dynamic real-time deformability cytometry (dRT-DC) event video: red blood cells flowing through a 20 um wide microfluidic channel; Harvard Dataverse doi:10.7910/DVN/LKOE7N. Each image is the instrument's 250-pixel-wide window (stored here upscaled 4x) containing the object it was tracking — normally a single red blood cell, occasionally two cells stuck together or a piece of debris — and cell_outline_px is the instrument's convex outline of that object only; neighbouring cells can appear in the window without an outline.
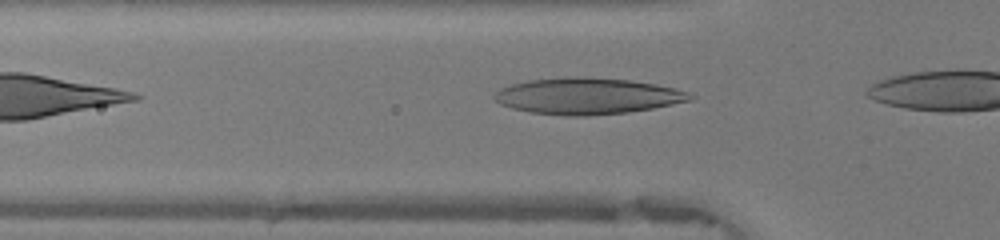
{"species": "human", "species_latin": "Homo sapiens", "temperature_condition": "warm", "stored_images_in_passage": 4, "camera_frame_rate_fps": 3000, "um_per_image_px": 0.085, "donor": {"sex": "female"}, "frame": {"image": 1, "passage_image": 2, "time_ms": 0.333, "image_size_px": [1000, 240], "cell_outline_px": [[696, 96], [692, 100], [652, 108], [628, 112], [584, 116], [568, 116], [532, 112], [512, 108], [500, 104], [492, 96], [500, 88], [512, 84], [532, 80], [568, 76], [580, 76], [628, 80], [656, 84], [676, 88], [688, 92]], "centroid_in_image_um": [49.95, 8.16], "position_along_channel_um": 75.9, "area_um2": 41.33}}